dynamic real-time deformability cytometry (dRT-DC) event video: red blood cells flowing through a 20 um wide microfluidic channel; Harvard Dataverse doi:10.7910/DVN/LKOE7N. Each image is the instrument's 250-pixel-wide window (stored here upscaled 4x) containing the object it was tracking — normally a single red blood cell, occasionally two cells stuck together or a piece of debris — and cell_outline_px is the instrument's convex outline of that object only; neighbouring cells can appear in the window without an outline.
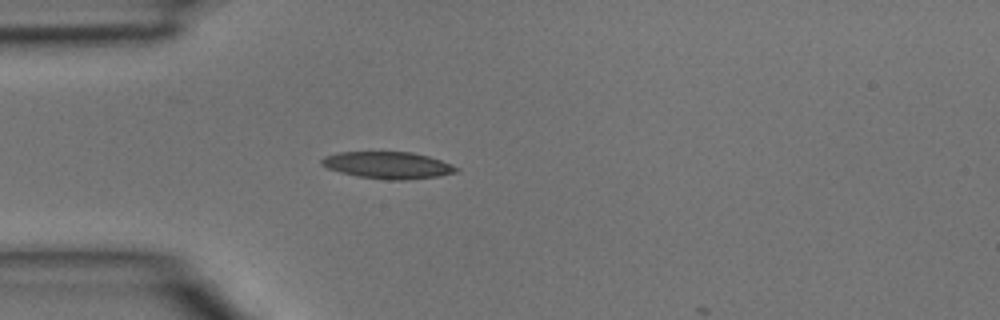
{"species": "common noctule bat (a hibernating species)", "species_latin": "Nyctalus noctula", "temperature_condition": "room temperature", "stored_images_in_passage": 3, "camera_frame_rate_fps": 3000, "um_per_image_px": 0.085, "animal": {"sex": "male", "body_mass_g": 15.6}, "frame": {"image": 1, "passage_image": 3, "time_ms": 0.667, "image_size_px": [1000, 320], "cell_outline_px": [[460, 168], [456, 172], [440, 176], [408, 180], [388, 180], [356, 176], [340, 172], [328, 168], [320, 164], [320, 160], [324, 156], [340, 152], [412, 152], [428, 156], [452, 164]], "centroid_in_image_um": [32.98, 14.05], "position_along_channel_um": 52.0, "area_um2": 21.21}}